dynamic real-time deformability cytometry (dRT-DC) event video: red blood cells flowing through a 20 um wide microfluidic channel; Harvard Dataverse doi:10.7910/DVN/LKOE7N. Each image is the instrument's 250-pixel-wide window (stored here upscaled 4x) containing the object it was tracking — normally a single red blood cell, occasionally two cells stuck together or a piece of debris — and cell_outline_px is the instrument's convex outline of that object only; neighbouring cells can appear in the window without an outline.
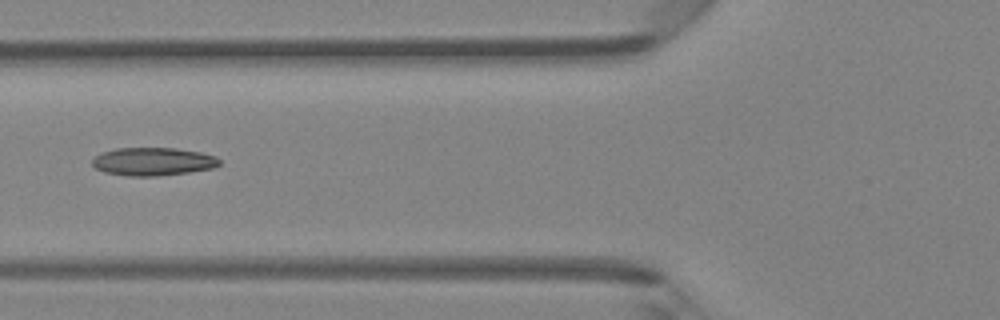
{"species": "Egyptian fruit bat (a non-hibernating species)", "species_latin": "Rousettus aegyptiacus", "temperature_condition": "room temperature", "stored_images_in_passage": 6, "camera_frame_rate_fps": 3000, "um_per_image_px": 0.085, "animal": {"sex": "female"}, "frame": {"image": 1, "passage_image": 6, "time_ms": 1.667, "image_size_px": [1000, 320], "cell_outline_px": [[220, 164], [212, 168], [188, 172], [156, 176], [128, 176], [104, 172], [96, 168], [92, 164], [92, 160], [96, 156], [104, 152], [116, 148], [176, 148], [200, 152], [216, 156], [220, 160]], "centroid_in_image_um": [13.01, 13.73], "position_along_channel_um": 112.8, "area_um2": 20.69}}